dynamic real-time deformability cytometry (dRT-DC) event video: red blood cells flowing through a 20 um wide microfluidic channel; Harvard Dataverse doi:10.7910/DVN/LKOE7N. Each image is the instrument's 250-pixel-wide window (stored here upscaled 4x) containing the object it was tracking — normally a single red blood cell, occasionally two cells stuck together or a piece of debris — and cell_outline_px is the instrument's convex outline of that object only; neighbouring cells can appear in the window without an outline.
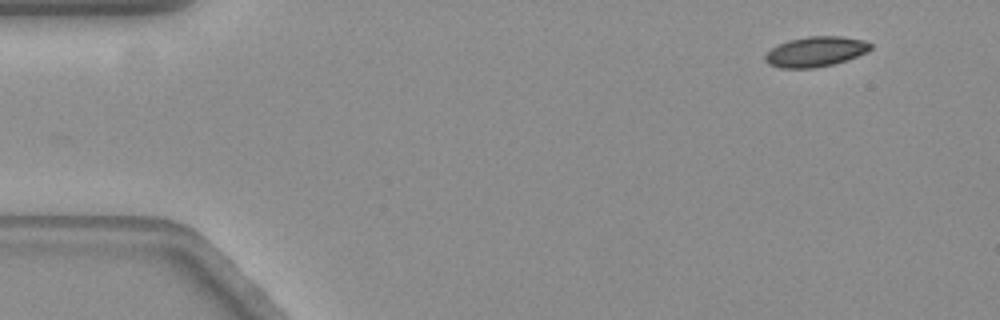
{"species": "common noctule bat (a hibernating species)", "species_latin": "Nyctalus noctula", "temperature_condition": "warm", "stored_images_in_passage": 47, "camera_frame_rate_fps": 3000, "um_per_image_px": 0.085, "animal": {"sex": "female", "body_mass_g": 19.3, "forearm_length_mm": 54.1}, "frame": {"image": 1, "passage_image": 1, "time_ms": 0.0, "image_size_px": [1000, 320], "cell_outline_px": [[872, 48], [856, 56], [832, 64], [812, 68], [780, 68], [768, 64], [764, 60], [764, 56], [772, 48], [788, 40], [808, 36], [840, 36], [864, 40], [872, 44]], "centroid_in_image_um": [69.29, 4.38], "position_along_channel_um": 15.7, "area_um2": 18.26}}
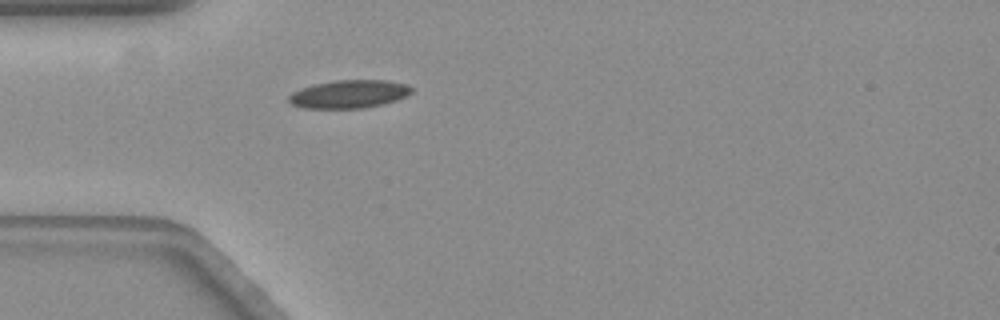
{"frame": {"image": 2, "passage_image": 13, "time_ms": 4.0, "image_size_px": [1000, 320], "cell_outline_px": [[412, 92], [408, 96], [384, 104], [364, 108], [304, 108], [292, 104], [288, 100], [288, 96], [292, 92], [300, 88], [312, 84], [336, 80], [388, 80], [408, 84], [412, 88]], "centroid_in_image_um": [29.69, 7.99], "position_along_channel_um": 55.3, "area_um2": 20.35}}
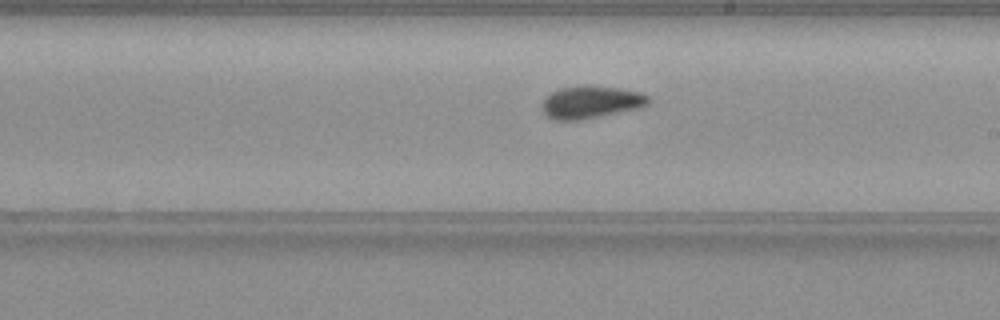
{"frame": {"image": 3, "passage_image": 29, "time_ms": 9.333, "image_size_px": [1000, 320], "cell_outline_px": [[648, 104], [640, 108], [580, 120], [556, 120], [548, 116], [540, 108], [540, 104], [544, 96], [556, 88], [584, 84], [616, 88], [640, 92], [648, 96]], "centroid_in_image_um": [50.14, 8.66], "position_along_channel_um": 238.9, "area_um2": 20.46}, "authors_computed_cell_mechanics": {"area_um2": 19.652, "velocity_mm_per_s": 3.5378, "shape_relaxation_time_tau1_ms": 7.8693, "shape_relaxation_time_tau2_ms": 1.9603, "deformation_change_tau1": 0.1722, "deformation_change_tau2": 0.0693}}